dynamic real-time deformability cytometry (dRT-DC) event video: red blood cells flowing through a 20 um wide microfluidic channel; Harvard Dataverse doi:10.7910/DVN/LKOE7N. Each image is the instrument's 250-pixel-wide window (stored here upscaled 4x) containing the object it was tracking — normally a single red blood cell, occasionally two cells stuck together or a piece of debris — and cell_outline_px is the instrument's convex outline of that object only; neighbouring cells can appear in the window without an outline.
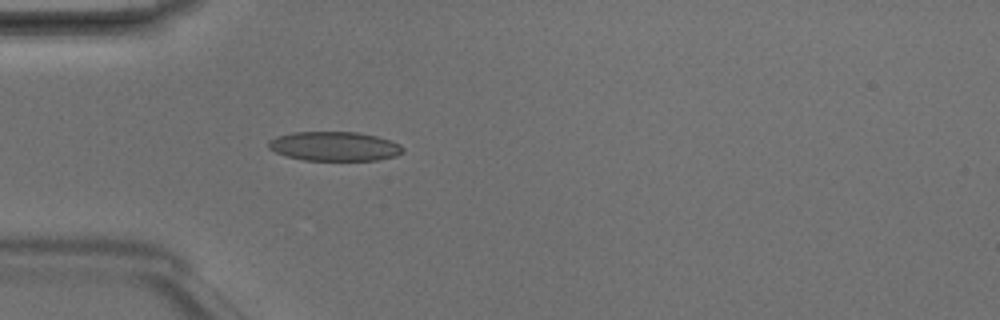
{"species": "Egyptian fruit bat (a non-hibernating species)", "species_latin": "Rousettus aegyptiacus", "temperature_condition": "room temperature", "stored_images_in_passage": 4, "camera_frame_rate_fps": 3000, "um_per_image_px": 0.085, "animal": {"sex": "male"}, "frame": {"image": 1, "passage_image": 4, "time_ms": 1.0, "image_size_px": [1000, 320], "cell_outline_px": [[404, 152], [396, 156], [376, 160], [304, 160], [288, 156], [276, 152], [268, 148], [268, 140], [276, 136], [296, 132], [356, 132], [376, 136], [400, 144], [404, 148]], "centroid_in_image_um": [28.43, 12.43], "position_along_channel_um": 56.6, "area_um2": 22.83}}